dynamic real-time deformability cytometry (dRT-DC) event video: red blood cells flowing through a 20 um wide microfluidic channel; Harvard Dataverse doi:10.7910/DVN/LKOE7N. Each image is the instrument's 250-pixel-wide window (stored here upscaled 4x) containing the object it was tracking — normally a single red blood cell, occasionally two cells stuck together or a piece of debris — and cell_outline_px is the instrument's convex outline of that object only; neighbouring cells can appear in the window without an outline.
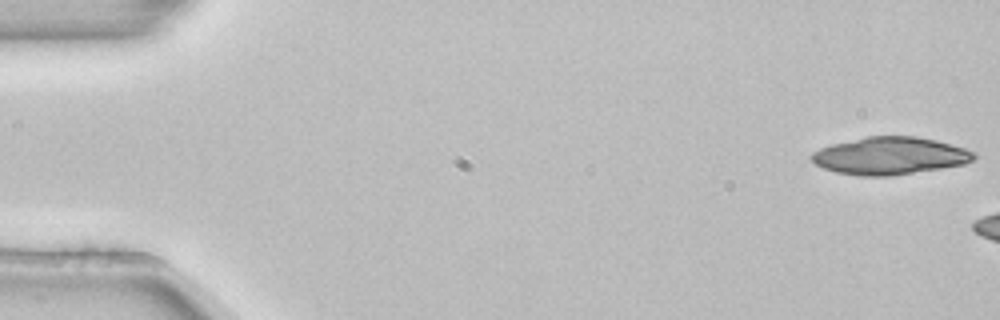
{"species": "common noctule bat (a hibernating species)", "species_latin": "Nyctalus noctula", "temperature_condition": "room temperature", "stored_images_in_passage": 3, "camera_frame_rate_fps": 3000, "um_per_image_px": 0.085, "animal": {"sex": "female", "body_mass_g": 22.7, "forearm_length_mm": 54.2}, "frame": {"image": 1, "passage_image": 1, "time_ms": 0.0, "image_size_px": [1000, 320], "cell_outline_px": [[976, 156], [972, 160], [964, 164], [892, 176], [860, 176], [836, 172], [824, 168], [816, 164], [808, 156], [812, 152], [820, 148], [832, 144], [868, 136], [916, 136], [936, 140], [964, 148], [976, 152]], "centroid_in_image_um": [75.63, 13.24], "position_along_channel_um": 9.4, "area_um2": 35.37}}